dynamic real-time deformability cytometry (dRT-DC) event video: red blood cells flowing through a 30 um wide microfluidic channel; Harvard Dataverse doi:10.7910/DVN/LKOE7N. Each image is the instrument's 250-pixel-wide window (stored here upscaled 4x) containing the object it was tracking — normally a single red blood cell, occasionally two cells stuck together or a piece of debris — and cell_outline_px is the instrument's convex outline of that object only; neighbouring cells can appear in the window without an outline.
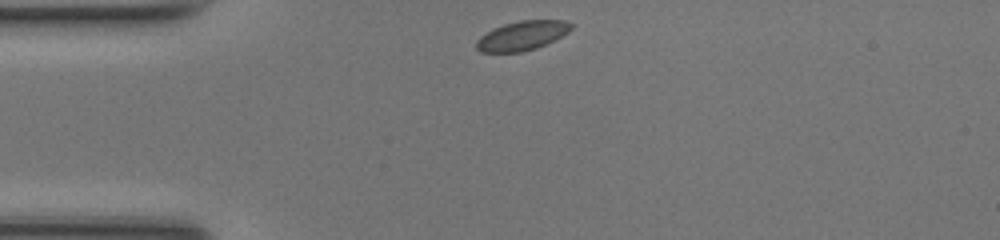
{"species": "common noctule bat (a hibernating species)", "species_latin": "Nyctalus noctula", "temperature_condition": "room temperature", "stored_images_in_passage": 39, "camera_frame_rate_fps": 3000, "um_per_image_px": 0.085, "animal": {"sex": "female", "body_mass_g": 17.0, "forearm_length_mm": 48.0}, "frame": {"image": 1, "passage_image": 1, "time_ms": 0.0, "image_size_px": [1000, 240], "cell_outline_px": [[572, 28], [568, 32], [536, 48], [520, 52], [480, 52], [476, 48], [476, 40], [480, 36], [504, 24], [520, 20], [564, 20], [572, 24]], "centroid_in_image_um": [44.36, 3.03], "position_along_channel_um": 40.6, "area_um2": 15.9}}
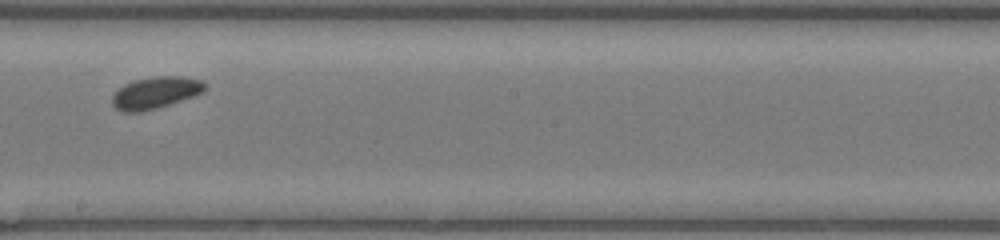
{"frame": {"image": 2, "passage_image": 17, "time_ms": 5.333, "image_size_px": [1000, 240], "cell_outline_px": [[208, 88], [204, 92], [156, 108], [140, 112], [124, 112], [116, 108], [112, 104], [112, 96], [124, 84], [136, 80], [152, 76], [184, 76], [200, 80], [208, 84]], "centroid_in_image_um": [13.25, 7.86], "position_along_channel_um": 235.0, "area_um2": 17.11}}
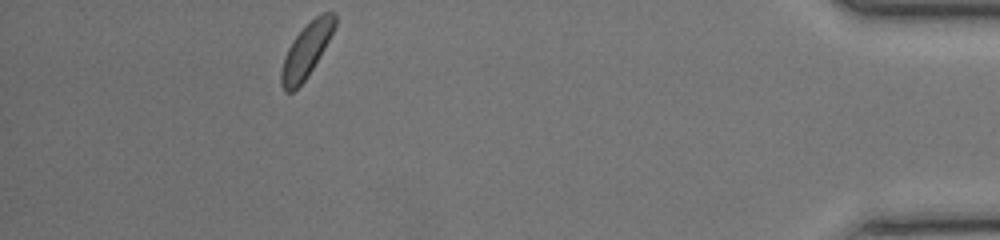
{"frame": {"image": 3, "passage_image": 34, "time_ms": 11.0, "image_size_px": [1000, 240], "cell_outline_px": [[336, 24], [324, 48], [308, 76], [292, 92], [284, 92], [280, 84], [280, 72], [284, 56], [292, 40], [320, 12], [336, 12]], "centroid_in_image_um": [26.01, 4.3], "position_along_channel_um": 409.2, "area_um2": 16.59}}